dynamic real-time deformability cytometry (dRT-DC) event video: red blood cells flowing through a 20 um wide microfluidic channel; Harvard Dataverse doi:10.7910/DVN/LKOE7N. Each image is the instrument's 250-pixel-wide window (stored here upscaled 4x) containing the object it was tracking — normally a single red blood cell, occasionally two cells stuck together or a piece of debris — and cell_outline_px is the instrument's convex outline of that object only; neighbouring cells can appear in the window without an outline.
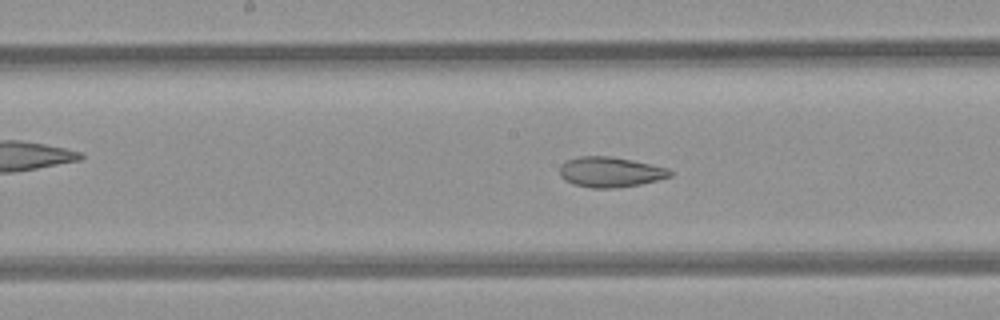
{"species": "common noctule bat (a hibernating species)", "species_latin": "Nyctalus noctula", "temperature_condition": "room temperature", "stored_images_in_passage": 9, "segment_of_instrument_passage": [2, 2], "camera_frame_rate_fps": 3000, "um_per_image_px": 0.085, "animal": {"sex": "female", "body_mass_g": 21.9}, "frame": {"image": 1, "passage_image": 9, "time_ms": 10.0, "image_size_px": [1000, 320], "cell_outline_px": [[672, 176], [640, 184], [616, 188], [592, 188], [572, 184], [564, 180], [560, 176], [560, 164], [568, 160], [580, 156], [608, 156], [632, 160], [668, 168], [672, 172]], "centroid_in_image_um": [51.85, 14.63], "position_along_channel_um": 196.4, "area_um2": 19.42}}